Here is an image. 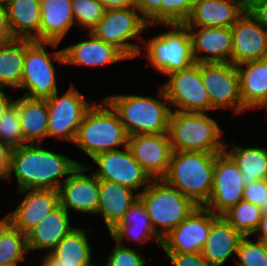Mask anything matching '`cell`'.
<instances>
[{"label":"cell","instance_id":"cell-1","mask_svg":"<svg viewBox=\"0 0 267 266\" xmlns=\"http://www.w3.org/2000/svg\"><path fill=\"white\" fill-rule=\"evenodd\" d=\"M80 162L71 160L62 153L45 149L42 143H27L13 148L9 172L4 180L17 181V190L25 189H55L59 190L65 177L78 166ZM64 179L60 180V178Z\"/></svg>","mask_w":267,"mask_h":266},{"label":"cell","instance_id":"cell-2","mask_svg":"<svg viewBox=\"0 0 267 266\" xmlns=\"http://www.w3.org/2000/svg\"><path fill=\"white\" fill-rule=\"evenodd\" d=\"M159 88L157 96L160 100L146 95L127 94H113L104 98L118 114L128 136L168 133L172 107L168 106L169 101L162 86Z\"/></svg>","mask_w":267,"mask_h":266},{"label":"cell","instance_id":"cell-3","mask_svg":"<svg viewBox=\"0 0 267 266\" xmlns=\"http://www.w3.org/2000/svg\"><path fill=\"white\" fill-rule=\"evenodd\" d=\"M219 154L173 151L162 179L176 187L197 206H204L213 186L214 166Z\"/></svg>","mask_w":267,"mask_h":266},{"label":"cell","instance_id":"cell-4","mask_svg":"<svg viewBox=\"0 0 267 266\" xmlns=\"http://www.w3.org/2000/svg\"><path fill=\"white\" fill-rule=\"evenodd\" d=\"M101 102L95 101L88 109L73 143L90 159L128 144V135L118 114L105 99Z\"/></svg>","mask_w":267,"mask_h":266},{"label":"cell","instance_id":"cell-5","mask_svg":"<svg viewBox=\"0 0 267 266\" xmlns=\"http://www.w3.org/2000/svg\"><path fill=\"white\" fill-rule=\"evenodd\" d=\"M218 120L206 113L171 111L168 136L173 151L220 154L225 142Z\"/></svg>","mask_w":267,"mask_h":266},{"label":"cell","instance_id":"cell-6","mask_svg":"<svg viewBox=\"0 0 267 266\" xmlns=\"http://www.w3.org/2000/svg\"><path fill=\"white\" fill-rule=\"evenodd\" d=\"M168 31L159 32L152 38L143 40L139 56L144 58L151 67L161 75L187 69L194 65L192 39L185 24H165Z\"/></svg>","mask_w":267,"mask_h":266},{"label":"cell","instance_id":"cell-7","mask_svg":"<svg viewBox=\"0 0 267 266\" xmlns=\"http://www.w3.org/2000/svg\"><path fill=\"white\" fill-rule=\"evenodd\" d=\"M138 198L143 202L152 226L161 238L186 220L198 207L162 178L152 179Z\"/></svg>","mask_w":267,"mask_h":266},{"label":"cell","instance_id":"cell-8","mask_svg":"<svg viewBox=\"0 0 267 266\" xmlns=\"http://www.w3.org/2000/svg\"><path fill=\"white\" fill-rule=\"evenodd\" d=\"M59 43L40 42L25 39V58L20 89L23 96L47 99L58 91L56 68L53 60L65 65L63 49H57ZM53 46L55 51H48Z\"/></svg>","mask_w":267,"mask_h":266},{"label":"cell","instance_id":"cell-9","mask_svg":"<svg viewBox=\"0 0 267 266\" xmlns=\"http://www.w3.org/2000/svg\"><path fill=\"white\" fill-rule=\"evenodd\" d=\"M150 27L136 7L108 9L92 33L102 41L113 45L127 59L139 56L144 37L141 35ZM137 38L140 42H131ZM129 41V42H128Z\"/></svg>","mask_w":267,"mask_h":266},{"label":"cell","instance_id":"cell-10","mask_svg":"<svg viewBox=\"0 0 267 266\" xmlns=\"http://www.w3.org/2000/svg\"><path fill=\"white\" fill-rule=\"evenodd\" d=\"M48 106L47 138L74 143L80 124L88 109L94 104L71 83L69 89L59 95L58 91L46 99Z\"/></svg>","mask_w":267,"mask_h":266},{"label":"cell","instance_id":"cell-11","mask_svg":"<svg viewBox=\"0 0 267 266\" xmlns=\"http://www.w3.org/2000/svg\"><path fill=\"white\" fill-rule=\"evenodd\" d=\"M161 85L172 111L207 113L211 102L201 78V63L172 73Z\"/></svg>","mask_w":267,"mask_h":266},{"label":"cell","instance_id":"cell-12","mask_svg":"<svg viewBox=\"0 0 267 266\" xmlns=\"http://www.w3.org/2000/svg\"><path fill=\"white\" fill-rule=\"evenodd\" d=\"M91 160L98 169L92 171V165L86 166L89 168V172H92L99 180L119 183L135 191L138 195L152 181L142 166L134 159L128 146L124 147L123 150L117 149L99 153Z\"/></svg>","mask_w":267,"mask_h":266},{"label":"cell","instance_id":"cell-13","mask_svg":"<svg viewBox=\"0 0 267 266\" xmlns=\"http://www.w3.org/2000/svg\"><path fill=\"white\" fill-rule=\"evenodd\" d=\"M201 78L208 92L211 110L233 109L234 115L244 114L239 91V77L232 63H201Z\"/></svg>","mask_w":267,"mask_h":266},{"label":"cell","instance_id":"cell-14","mask_svg":"<svg viewBox=\"0 0 267 266\" xmlns=\"http://www.w3.org/2000/svg\"><path fill=\"white\" fill-rule=\"evenodd\" d=\"M218 217L205 206H198L162 238V250L165 253H201L211 225Z\"/></svg>","mask_w":267,"mask_h":266},{"label":"cell","instance_id":"cell-15","mask_svg":"<svg viewBox=\"0 0 267 266\" xmlns=\"http://www.w3.org/2000/svg\"><path fill=\"white\" fill-rule=\"evenodd\" d=\"M244 187L239 167L225 152L220 153L215 160L210 198L204 206L222 216L243 199Z\"/></svg>","mask_w":267,"mask_h":266},{"label":"cell","instance_id":"cell-16","mask_svg":"<svg viewBox=\"0 0 267 266\" xmlns=\"http://www.w3.org/2000/svg\"><path fill=\"white\" fill-rule=\"evenodd\" d=\"M89 172L86 164L78 165L59 188L60 205L67 211L97 214L99 179ZM70 210V211H69Z\"/></svg>","mask_w":267,"mask_h":266},{"label":"cell","instance_id":"cell-17","mask_svg":"<svg viewBox=\"0 0 267 266\" xmlns=\"http://www.w3.org/2000/svg\"><path fill=\"white\" fill-rule=\"evenodd\" d=\"M231 63H242L267 58V31L248 9L232 25Z\"/></svg>","mask_w":267,"mask_h":266},{"label":"cell","instance_id":"cell-18","mask_svg":"<svg viewBox=\"0 0 267 266\" xmlns=\"http://www.w3.org/2000/svg\"><path fill=\"white\" fill-rule=\"evenodd\" d=\"M127 146L151 179L164 177L173 152L168 133L128 136Z\"/></svg>","mask_w":267,"mask_h":266},{"label":"cell","instance_id":"cell-19","mask_svg":"<svg viewBox=\"0 0 267 266\" xmlns=\"http://www.w3.org/2000/svg\"><path fill=\"white\" fill-rule=\"evenodd\" d=\"M17 193L25 196L5 218L25 235L60 205L59 191L55 189H25Z\"/></svg>","mask_w":267,"mask_h":266},{"label":"cell","instance_id":"cell-20","mask_svg":"<svg viewBox=\"0 0 267 266\" xmlns=\"http://www.w3.org/2000/svg\"><path fill=\"white\" fill-rule=\"evenodd\" d=\"M196 63H231L232 31L228 27H187Z\"/></svg>","mask_w":267,"mask_h":266},{"label":"cell","instance_id":"cell-21","mask_svg":"<svg viewBox=\"0 0 267 266\" xmlns=\"http://www.w3.org/2000/svg\"><path fill=\"white\" fill-rule=\"evenodd\" d=\"M244 0H196L187 27H228L246 11Z\"/></svg>","mask_w":267,"mask_h":266},{"label":"cell","instance_id":"cell-22","mask_svg":"<svg viewBox=\"0 0 267 266\" xmlns=\"http://www.w3.org/2000/svg\"><path fill=\"white\" fill-rule=\"evenodd\" d=\"M87 34L89 39L63 48L66 65L101 67L127 60L113 45L97 38L92 32Z\"/></svg>","mask_w":267,"mask_h":266},{"label":"cell","instance_id":"cell-23","mask_svg":"<svg viewBox=\"0 0 267 266\" xmlns=\"http://www.w3.org/2000/svg\"><path fill=\"white\" fill-rule=\"evenodd\" d=\"M243 108L267 112V58L236 66Z\"/></svg>","mask_w":267,"mask_h":266},{"label":"cell","instance_id":"cell-24","mask_svg":"<svg viewBox=\"0 0 267 266\" xmlns=\"http://www.w3.org/2000/svg\"><path fill=\"white\" fill-rule=\"evenodd\" d=\"M119 244L124 240L141 244L154 239L161 246L162 238L155 232L143 202L137 198L120 222L109 232Z\"/></svg>","mask_w":267,"mask_h":266},{"label":"cell","instance_id":"cell-25","mask_svg":"<svg viewBox=\"0 0 267 266\" xmlns=\"http://www.w3.org/2000/svg\"><path fill=\"white\" fill-rule=\"evenodd\" d=\"M69 215L61 205L49 213L26 234L28 251L46 249L51 252L75 228L70 224Z\"/></svg>","mask_w":267,"mask_h":266},{"label":"cell","instance_id":"cell-26","mask_svg":"<svg viewBox=\"0 0 267 266\" xmlns=\"http://www.w3.org/2000/svg\"><path fill=\"white\" fill-rule=\"evenodd\" d=\"M137 198L138 194L124 185L107 180H99L97 214H100L108 232L120 222L124 213Z\"/></svg>","mask_w":267,"mask_h":266},{"label":"cell","instance_id":"cell-27","mask_svg":"<svg viewBox=\"0 0 267 266\" xmlns=\"http://www.w3.org/2000/svg\"><path fill=\"white\" fill-rule=\"evenodd\" d=\"M242 237L223 216H219L211 225L201 255L212 266H224L232 255L236 257Z\"/></svg>","mask_w":267,"mask_h":266},{"label":"cell","instance_id":"cell-28","mask_svg":"<svg viewBox=\"0 0 267 266\" xmlns=\"http://www.w3.org/2000/svg\"><path fill=\"white\" fill-rule=\"evenodd\" d=\"M40 42L59 43L75 24L71 0H40Z\"/></svg>","mask_w":267,"mask_h":266},{"label":"cell","instance_id":"cell-29","mask_svg":"<svg viewBox=\"0 0 267 266\" xmlns=\"http://www.w3.org/2000/svg\"><path fill=\"white\" fill-rule=\"evenodd\" d=\"M5 6L12 38L40 41V0H10Z\"/></svg>","mask_w":267,"mask_h":266},{"label":"cell","instance_id":"cell-30","mask_svg":"<svg viewBox=\"0 0 267 266\" xmlns=\"http://www.w3.org/2000/svg\"><path fill=\"white\" fill-rule=\"evenodd\" d=\"M14 104L19 110L21 129L26 143H42L48 133V106L46 99L21 96Z\"/></svg>","mask_w":267,"mask_h":266},{"label":"cell","instance_id":"cell-31","mask_svg":"<svg viewBox=\"0 0 267 266\" xmlns=\"http://www.w3.org/2000/svg\"><path fill=\"white\" fill-rule=\"evenodd\" d=\"M224 152L234 161L241 171L242 181L246 185L257 179H267V148L240 147L232 148L225 143Z\"/></svg>","mask_w":267,"mask_h":266},{"label":"cell","instance_id":"cell-32","mask_svg":"<svg viewBox=\"0 0 267 266\" xmlns=\"http://www.w3.org/2000/svg\"><path fill=\"white\" fill-rule=\"evenodd\" d=\"M85 229L75 227L51 251L59 264L87 266L94 257Z\"/></svg>","mask_w":267,"mask_h":266},{"label":"cell","instance_id":"cell-33","mask_svg":"<svg viewBox=\"0 0 267 266\" xmlns=\"http://www.w3.org/2000/svg\"><path fill=\"white\" fill-rule=\"evenodd\" d=\"M25 58V39H12L0 46V86L20 88Z\"/></svg>","mask_w":267,"mask_h":266},{"label":"cell","instance_id":"cell-34","mask_svg":"<svg viewBox=\"0 0 267 266\" xmlns=\"http://www.w3.org/2000/svg\"><path fill=\"white\" fill-rule=\"evenodd\" d=\"M28 252L26 235L5 217L0 219V266H19Z\"/></svg>","mask_w":267,"mask_h":266},{"label":"cell","instance_id":"cell-35","mask_svg":"<svg viewBox=\"0 0 267 266\" xmlns=\"http://www.w3.org/2000/svg\"><path fill=\"white\" fill-rule=\"evenodd\" d=\"M262 215L263 213L259 206L242 199L222 216L243 236H253L261 222Z\"/></svg>","mask_w":267,"mask_h":266},{"label":"cell","instance_id":"cell-36","mask_svg":"<svg viewBox=\"0 0 267 266\" xmlns=\"http://www.w3.org/2000/svg\"><path fill=\"white\" fill-rule=\"evenodd\" d=\"M75 24L92 32L103 17L106 9L99 0H71Z\"/></svg>","mask_w":267,"mask_h":266},{"label":"cell","instance_id":"cell-37","mask_svg":"<svg viewBox=\"0 0 267 266\" xmlns=\"http://www.w3.org/2000/svg\"><path fill=\"white\" fill-rule=\"evenodd\" d=\"M255 240H251L250 236L241 238L236 258H233L237 266H267V245Z\"/></svg>","mask_w":267,"mask_h":266},{"label":"cell","instance_id":"cell-38","mask_svg":"<svg viewBox=\"0 0 267 266\" xmlns=\"http://www.w3.org/2000/svg\"><path fill=\"white\" fill-rule=\"evenodd\" d=\"M0 140L12 148L27 144L21 129L19 110L14 103L0 117Z\"/></svg>","mask_w":267,"mask_h":266},{"label":"cell","instance_id":"cell-39","mask_svg":"<svg viewBox=\"0 0 267 266\" xmlns=\"http://www.w3.org/2000/svg\"><path fill=\"white\" fill-rule=\"evenodd\" d=\"M196 0H165L160 5V24H184Z\"/></svg>","mask_w":267,"mask_h":266},{"label":"cell","instance_id":"cell-40","mask_svg":"<svg viewBox=\"0 0 267 266\" xmlns=\"http://www.w3.org/2000/svg\"><path fill=\"white\" fill-rule=\"evenodd\" d=\"M115 247L106 259V266H145L146 258L133 247L119 244L112 238ZM139 253V254H138Z\"/></svg>","mask_w":267,"mask_h":266},{"label":"cell","instance_id":"cell-41","mask_svg":"<svg viewBox=\"0 0 267 266\" xmlns=\"http://www.w3.org/2000/svg\"><path fill=\"white\" fill-rule=\"evenodd\" d=\"M243 200L259 206L266 214L267 179H257L244 187Z\"/></svg>","mask_w":267,"mask_h":266},{"label":"cell","instance_id":"cell-42","mask_svg":"<svg viewBox=\"0 0 267 266\" xmlns=\"http://www.w3.org/2000/svg\"><path fill=\"white\" fill-rule=\"evenodd\" d=\"M161 4H165V0H135L136 8L150 27L160 24Z\"/></svg>","mask_w":267,"mask_h":266},{"label":"cell","instance_id":"cell-43","mask_svg":"<svg viewBox=\"0 0 267 266\" xmlns=\"http://www.w3.org/2000/svg\"><path fill=\"white\" fill-rule=\"evenodd\" d=\"M173 266H212L201 253H166Z\"/></svg>","mask_w":267,"mask_h":266},{"label":"cell","instance_id":"cell-44","mask_svg":"<svg viewBox=\"0 0 267 266\" xmlns=\"http://www.w3.org/2000/svg\"><path fill=\"white\" fill-rule=\"evenodd\" d=\"M247 9L267 31V0H250Z\"/></svg>","mask_w":267,"mask_h":266},{"label":"cell","instance_id":"cell-45","mask_svg":"<svg viewBox=\"0 0 267 266\" xmlns=\"http://www.w3.org/2000/svg\"><path fill=\"white\" fill-rule=\"evenodd\" d=\"M13 148L5 142L0 140V178L5 179L11 162V154Z\"/></svg>","mask_w":267,"mask_h":266},{"label":"cell","instance_id":"cell-46","mask_svg":"<svg viewBox=\"0 0 267 266\" xmlns=\"http://www.w3.org/2000/svg\"><path fill=\"white\" fill-rule=\"evenodd\" d=\"M12 39L7 23L6 6L0 2V46L8 43Z\"/></svg>","mask_w":267,"mask_h":266},{"label":"cell","instance_id":"cell-47","mask_svg":"<svg viewBox=\"0 0 267 266\" xmlns=\"http://www.w3.org/2000/svg\"><path fill=\"white\" fill-rule=\"evenodd\" d=\"M106 10L136 7L135 0H99Z\"/></svg>","mask_w":267,"mask_h":266},{"label":"cell","instance_id":"cell-48","mask_svg":"<svg viewBox=\"0 0 267 266\" xmlns=\"http://www.w3.org/2000/svg\"><path fill=\"white\" fill-rule=\"evenodd\" d=\"M253 235H257L254 238L264 242L267 245V214L262 215L261 222L259 223V226Z\"/></svg>","mask_w":267,"mask_h":266},{"label":"cell","instance_id":"cell-49","mask_svg":"<svg viewBox=\"0 0 267 266\" xmlns=\"http://www.w3.org/2000/svg\"><path fill=\"white\" fill-rule=\"evenodd\" d=\"M4 88L5 87L0 86V117L14 103L15 100L12 95L9 96L4 92Z\"/></svg>","mask_w":267,"mask_h":266},{"label":"cell","instance_id":"cell-50","mask_svg":"<svg viewBox=\"0 0 267 266\" xmlns=\"http://www.w3.org/2000/svg\"><path fill=\"white\" fill-rule=\"evenodd\" d=\"M41 262V266H71L66 264H59V260L51 252H47Z\"/></svg>","mask_w":267,"mask_h":266},{"label":"cell","instance_id":"cell-51","mask_svg":"<svg viewBox=\"0 0 267 266\" xmlns=\"http://www.w3.org/2000/svg\"><path fill=\"white\" fill-rule=\"evenodd\" d=\"M87 266H100L99 264L97 265V264H95V263H93V262H91L89 265H87ZM102 266V265H101ZM103 266H106L105 264H103Z\"/></svg>","mask_w":267,"mask_h":266},{"label":"cell","instance_id":"cell-52","mask_svg":"<svg viewBox=\"0 0 267 266\" xmlns=\"http://www.w3.org/2000/svg\"><path fill=\"white\" fill-rule=\"evenodd\" d=\"M8 1H10V0H0V2L4 3V4H6Z\"/></svg>","mask_w":267,"mask_h":266}]
</instances>
